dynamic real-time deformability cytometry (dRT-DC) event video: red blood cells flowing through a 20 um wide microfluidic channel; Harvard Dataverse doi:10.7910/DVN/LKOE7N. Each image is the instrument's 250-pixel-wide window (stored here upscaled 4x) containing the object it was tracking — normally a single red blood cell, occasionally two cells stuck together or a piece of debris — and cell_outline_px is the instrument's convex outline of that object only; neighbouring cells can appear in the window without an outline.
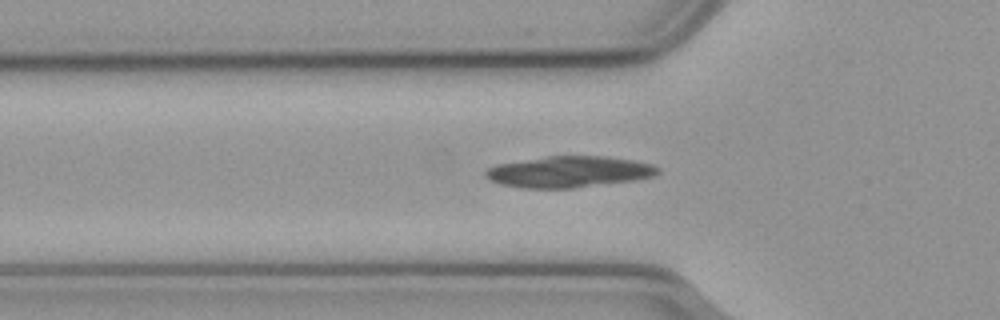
{"species": "common noctule bat (a hibernating species)", "species_latin": "Nyctalus noctula", "temperature_condition": "cold", "stored_images_in_passage": 48, "camera_frame_rate_fps": 3000, "um_per_image_px": 0.085, "animal": {"sex": "male", "body_mass_g": 23.1, "forearm_length_mm": 52.7}, "frame": {"image": 1, "passage_image": 17, "time_ms": 5.333, "image_size_px": [1000, 320], "cell_outline_px": [[660, 172], [656, 176], [632, 180], [572, 188], [524, 188], [500, 184], [492, 180], [484, 172], [488, 168], [496, 164], [548, 156], [600, 156], [632, 160], [652, 164], [660, 168]], "centroid_in_image_um": [48.38, 14.6], "position_along_channel_um": 77.4, "area_um2": 31.04}}
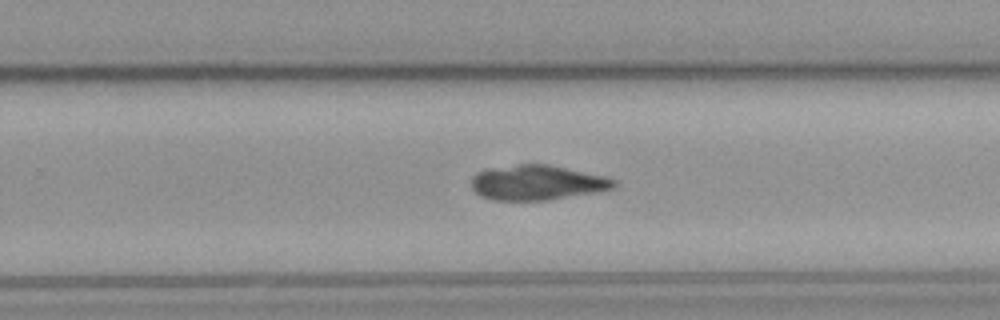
{"frame": {"image": 2, "passage_image": 34, "time_ms": 11.0, "image_size_px": [1000, 320], "cell_outline_px": [[616, 184], [612, 188], [596, 192], [548, 200], [492, 200], [476, 192], [472, 188], [472, 176], [476, 172], [492, 168], [520, 164], [548, 164], [604, 176], [616, 180]], "centroid_in_image_um": [45.65, 15.52], "position_along_channel_um": 284.2, "area_um2": 28.73}}
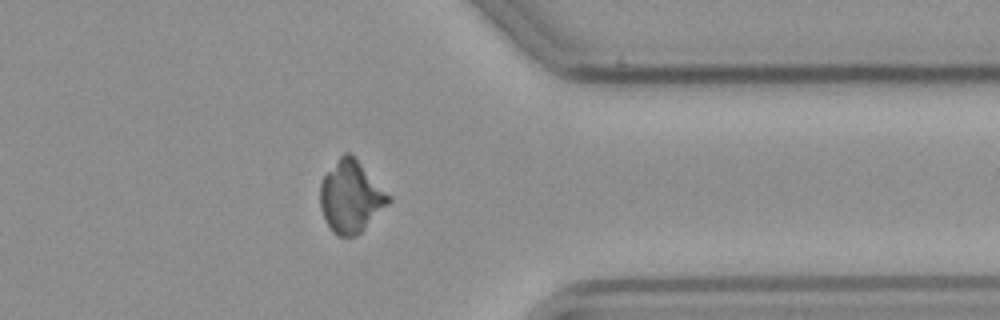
{"frame": {"image": 3, "passage_image": 43, "time_ms": 14.0, "image_size_px": [1000, 320], "cell_outline_px": [[392, 200], [356, 236], [336, 236], [332, 232], [320, 208], [320, 184], [324, 176], [340, 156], [344, 152], [352, 152], [392, 196]], "centroid_in_image_um": [29.84, 16.68], "position_along_channel_um": 381.6, "area_um2": 28.73}}